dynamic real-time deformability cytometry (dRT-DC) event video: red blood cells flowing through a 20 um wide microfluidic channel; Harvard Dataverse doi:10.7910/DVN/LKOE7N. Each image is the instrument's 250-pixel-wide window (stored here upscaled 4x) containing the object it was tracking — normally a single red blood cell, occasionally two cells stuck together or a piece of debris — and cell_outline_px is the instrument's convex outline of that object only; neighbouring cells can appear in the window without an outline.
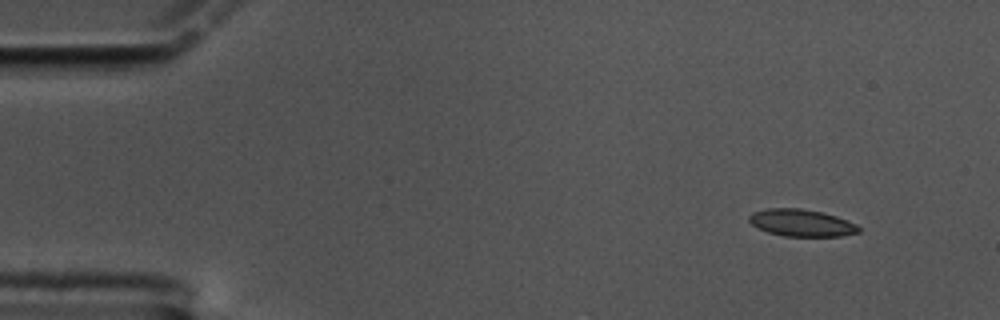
{"species": "common noctule bat (a hibernating species)", "species_latin": "Nyctalus noctula", "temperature_condition": "cold", "stored_images_in_passage": 59, "camera_frame_rate_fps": 3000, "um_per_image_px": 0.085, "animal": {"sex": "male", "body_mass_g": 17.5, "forearm_length_mm": 52.3}, "frame": {"image": 1, "passage_image": 5, "time_ms": 1.333, "image_size_px": [1000, 320], "cell_outline_px": [[860, 232], [840, 236], [784, 236], [768, 232], [752, 224], [748, 220], [748, 216], [752, 212], [768, 208], [800, 208], [820, 212], [836, 216], [856, 224], [860, 228]], "centroid_in_image_um": [68.11, 18.94], "position_along_channel_um": 16.9, "area_um2": 17.17}}
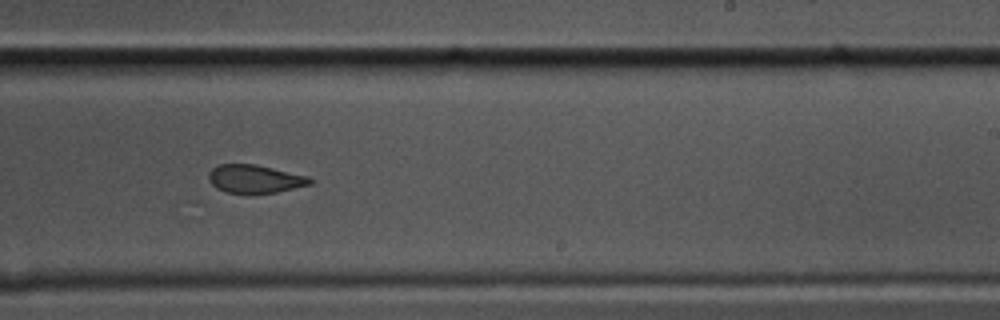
{"frame": {"image": 2, "passage_image": 36, "time_ms": 11.667, "image_size_px": [1000, 320], "cell_outline_px": [[312, 184], [276, 192], [252, 196], [248, 196], [224, 192], [216, 188], [208, 180], [208, 172], [216, 164], [256, 164], [308, 176], [312, 180]], "centroid_in_image_um": [21.61, 15.24], "position_along_channel_um": 267.4, "area_um2": 17.34}}
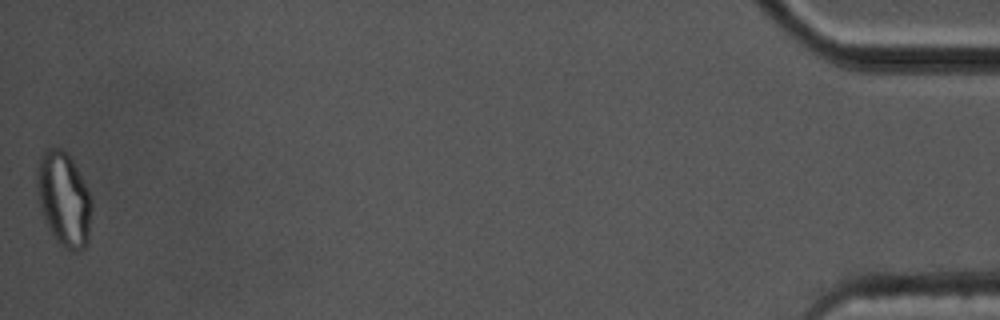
{"frame": {"image": 3, "passage_image": 59, "time_ms": 19.333, "image_size_px": [1000, 320], "cell_outline_px": [[92, 208], [88, 244], [80, 252], [72, 252], [60, 244], [56, 240], [40, 208], [36, 184], [36, 172], [40, 156], [48, 148], [64, 148], [68, 152], [88, 188], [92, 200]], "centroid_in_image_um": [5.45, 16.91], "position_along_channel_um": 429.7, "area_um2": 30.35}, "authors_computed_cell_mechanics": {"area_um2": 17.918, "velocity_mm_per_s": 3.3673, "shape_relaxation_time_tau1_ms": 5.6569, "shape_relaxation_time_tau2_ms": 2.7279, "deformation_change_tau1": 0.1555, "deformation_change_tau2": 0.0916}}